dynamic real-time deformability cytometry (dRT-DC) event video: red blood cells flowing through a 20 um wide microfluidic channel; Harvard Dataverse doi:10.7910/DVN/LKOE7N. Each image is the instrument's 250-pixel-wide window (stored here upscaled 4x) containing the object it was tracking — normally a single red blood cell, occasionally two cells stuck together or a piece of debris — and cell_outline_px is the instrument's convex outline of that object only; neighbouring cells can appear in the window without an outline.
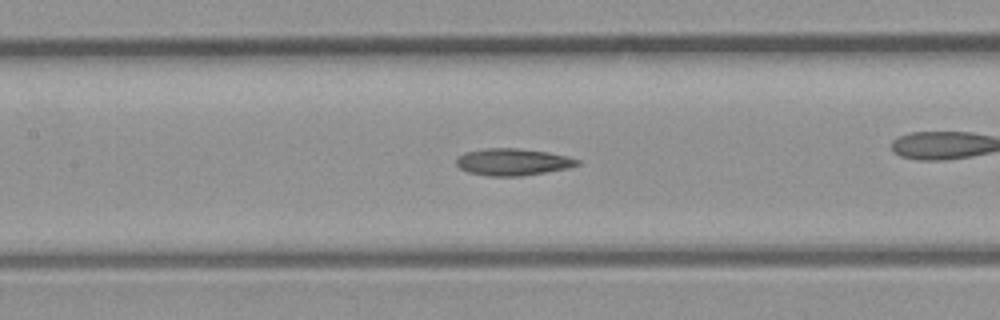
{"species": "common noctule bat (a hibernating species)", "species_latin": "Nyctalus noctula", "temperature_condition": "room temperature", "stored_images_in_passage": 40, "camera_frame_rate_fps": 3000, "um_per_image_px": 0.085, "animal": {"sex": "male", "body_mass_g": 23.1, "forearm_length_mm": 52.7}, "frame": {"image": 1, "passage_image": 18, "time_ms": 5.667, "image_size_px": [1000, 320], "cell_outline_px": [[580, 164], [568, 168], [520, 176], [492, 176], [468, 172], [460, 168], [456, 164], [456, 160], [464, 152], [484, 148], [516, 148], [548, 152], [568, 156], [580, 160]], "centroid_in_image_um": [43.59, 13.76], "position_along_channel_um": 163.8, "area_um2": 18.9}}